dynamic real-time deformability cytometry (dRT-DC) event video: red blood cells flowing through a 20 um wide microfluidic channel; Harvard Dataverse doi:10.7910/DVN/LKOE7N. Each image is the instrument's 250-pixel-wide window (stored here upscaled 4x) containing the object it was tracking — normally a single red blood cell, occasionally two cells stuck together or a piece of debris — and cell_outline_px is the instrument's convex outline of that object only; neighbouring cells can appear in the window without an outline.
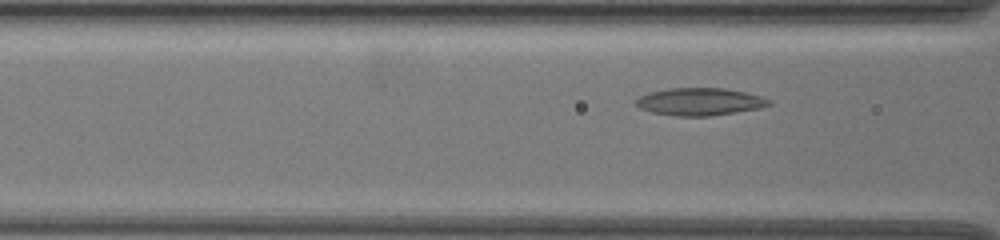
{"species": "common noctule bat (a hibernating species)", "species_latin": "Nyctalus noctula", "temperature_condition": "warm", "stored_images_in_passage": 13, "camera_frame_rate_fps": 3000, "um_per_image_px": 0.085, "animal": {"sex": "female", "body_mass_g": 19.5, "forearm_length_mm": 54.1}, "frame": {"image": 1, "passage_image": 10, "time_ms": 3.0, "image_size_px": [1000, 240], "cell_outline_px": [[772, 104], [760, 108], [708, 116], [676, 116], [652, 112], [640, 108], [636, 104], [636, 100], [640, 96], [652, 92], [668, 88], [724, 88], [744, 92], [760, 96], [768, 100]], "centroid_in_image_um": [59.47, 8.64], "position_along_channel_um": 107.1, "area_um2": 20.98}}